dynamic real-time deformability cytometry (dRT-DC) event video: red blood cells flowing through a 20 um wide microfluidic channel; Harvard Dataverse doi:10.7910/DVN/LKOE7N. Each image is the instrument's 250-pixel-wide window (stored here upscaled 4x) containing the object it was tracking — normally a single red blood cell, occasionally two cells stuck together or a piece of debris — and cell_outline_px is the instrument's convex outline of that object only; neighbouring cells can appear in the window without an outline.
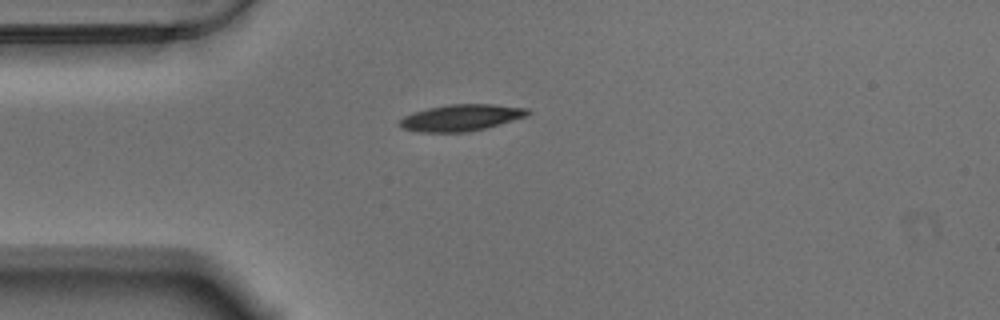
{"species": "Egyptian fruit bat (a non-hibernating species)", "species_latin": "Rousettus aegyptiacus", "temperature_condition": "warm", "stored_images_in_passage": 43, "camera_frame_rate_fps": 3000, "um_per_image_px": 0.085, "animal": {"sex": "male"}, "frame": {"image": 1, "passage_image": 1, "time_ms": 0.0, "image_size_px": [1000, 320], "cell_outline_px": [[532, 112], [524, 116], [500, 124], [468, 132], [420, 132], [404, 128], [400, 124], [400, 120], [404, 116], [412, 112], [428, 108], [448, 104], [496, 104], [528, 108]], "centroid_in_image_um": [39.2, 9.99], "position_along_channel_um": 45.8, "area_um2": 19.65}}
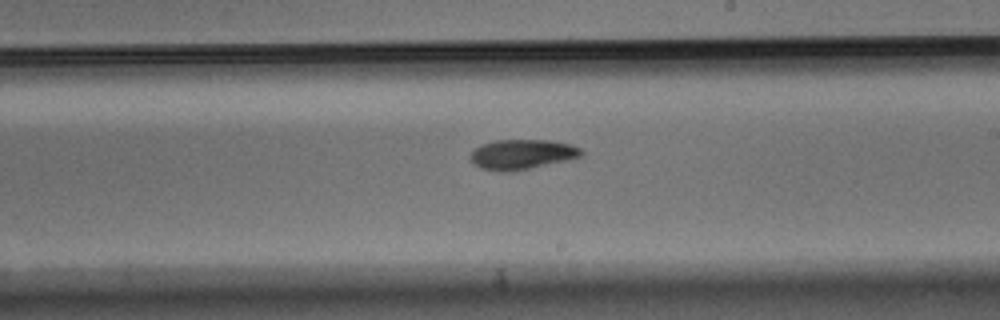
{"frame": {"image": 2, "passage_image": 19, "time_ms": 6.0, "image_size_px": [1000, 320], "cell_outline_px": [[584, 152], [580, 156], [568, 160], [512, 172], [504, 172], [480, 168], [472, 160], [472, 152], [476, 148], [484, 144], [496, 140], [552, 140], [572, 144], [580, 148]], "centroid_in_image_um": [44.43, 13.12], "position_along_channel_um": 244.6, "area_um2": 19.19}}
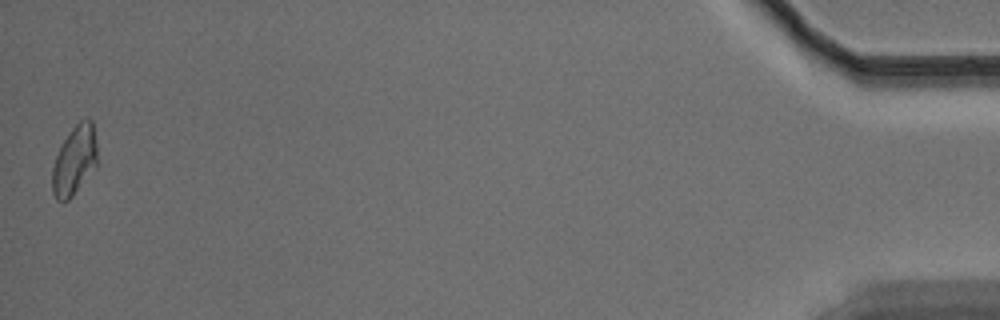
{"frame": {"image": 3, "passage_image": 43, "time_ms": 14.0, "image_size_px": [1000, 320], "cell_outline_px": [[96, 164], [72, 196], [68, 200], [56, 200], [52, 192], [52, 168], [56, 156], [64, 140], [72, 128], [80, 120], [92, 120], [96, 144]], "centroid_in_image_um": [6.3, 13.64], "position_along_channel_um": 428.9, "area_um2": 17.57}, "authors_computed_cell_mechanics": {"area_um2": 18.9584, "velocity_mm_per_s": 3.5185, "shape_relaxation_time_tau1_ms": 7.0171, "shape_relaxation_time_tau2_ms": null, "deformation_change_tau1": 0.1897, "deformation_change_tau2": null}}